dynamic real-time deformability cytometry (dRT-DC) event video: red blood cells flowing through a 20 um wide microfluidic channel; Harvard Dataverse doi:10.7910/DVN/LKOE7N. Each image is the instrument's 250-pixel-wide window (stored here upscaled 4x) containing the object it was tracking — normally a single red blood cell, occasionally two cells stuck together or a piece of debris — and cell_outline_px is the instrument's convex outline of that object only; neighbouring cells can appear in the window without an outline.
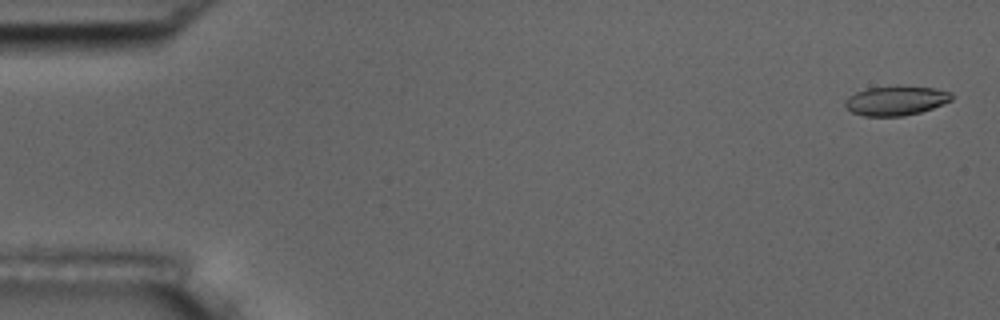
{"species": "common noctule bat (a hibernating species)", "species_latin": "Nyctalus noctula", "temperature_condition": "room temperature", "stored_images_in_passage": 56, "camera_frame_rate_fps": 3000, "um_per_image_px": 0.085, "animal": {"sex": "male", "body_mass_g": 17.5, "forearm_length_mm": 52.3}, "frame": {"image": 1, "passage_image": 2, "time_ms": 0.333, "image_size_px": [1000, 320], "cell_outline_px": [[952, 100], [932, 108], [920, 112], [904, 116], [864, 116], [852, 112], [844, 104], [844, 100], [848, 96], [856, 92], [868, 88], [896, 84], [936, 88], [952, 92]], "centroid_in_image_um": [76.16, 8.52], "position_along_channel_um": 8.8, "area_um2": 18.67}}
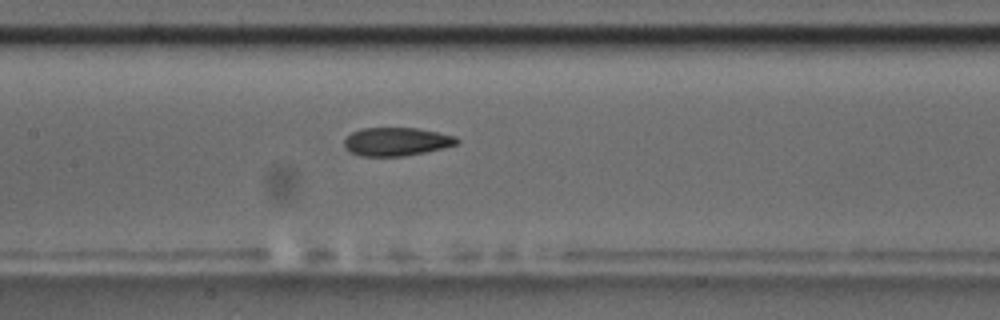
{"frame": {"image": 2, "passage_image": 27, "time_ms": 8.667, "image_size_px": [1000, 320], "cell_outline_px": [[460, 140], [456, 144], [444, 148], [404, 156], [360, 156], [344, 148], [344, 140], [352, 132], [360, 128], [416, 128], [456, 136]], "centroid_in_image_um": [33.68, 12.04], "position_along_channel_um": 173.7, "area_um2": 18.55}}
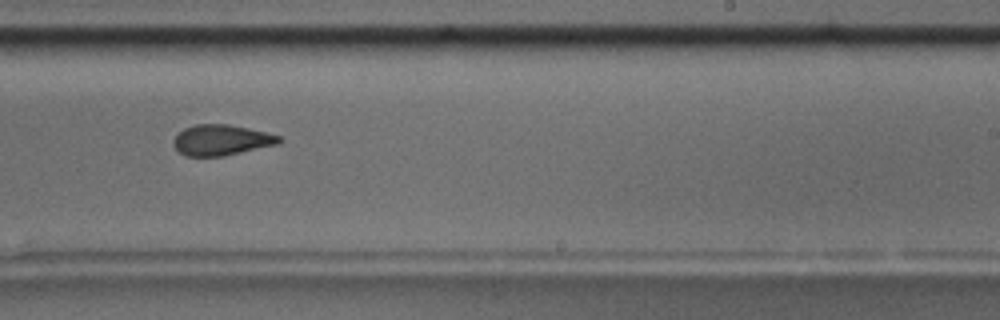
{"frame": {"image": 3, "passage_image": 35, "time_ms": 11.333, "image_size_px": [1000, 320], "cell_outline_px": [[280, 140], [276, 144], [224, 156], [184, 156], [172, 144], [172, 140], [184, 128], [196, 124], [228, 124], [268, 132], [280, 136]], "centroid_in_image_um": [18.78, 11.9], "position_along_channel_um": 270.2, "area_um2": 18.73}, "authors_computed_cell_mechanics": {"area_um2": 19.2185, "velocity_mm_per_s": 3.6308, "shape_relaxation_time_tau1_ms": 6.0654, "shape_relaxation_time_tau2_ms": 2.3366, "deformation_change_tau1": 0.177, "deformation_change_tau2": 0.0974}}